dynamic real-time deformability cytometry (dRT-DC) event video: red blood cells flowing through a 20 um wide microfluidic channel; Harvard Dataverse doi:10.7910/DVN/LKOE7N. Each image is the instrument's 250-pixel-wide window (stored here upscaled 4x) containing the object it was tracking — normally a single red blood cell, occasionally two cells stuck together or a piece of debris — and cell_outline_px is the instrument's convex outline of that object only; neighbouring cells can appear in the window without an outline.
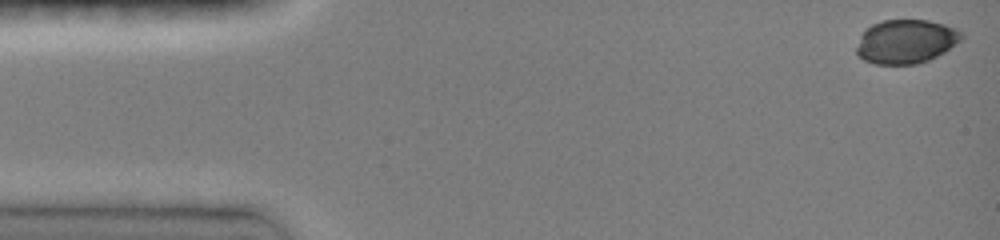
{"species": "common noctule bat (a hibernating species)", "species_latin": "Nyctalus noctula", "temperature_condition": "room temperature", "stored_images_in_passage": 29, "camera_frame_rate_fps": 3000, "um_per_image_px": 0.085, "animal": {"sex": "female", "body_mass_g": 19.0, "forearm_length_mm": 51.5}, "frame": {"image": 1, "passage_image": 1, "time_ms": 0.0, "image_size_px": [1000, 240], "cell_outline_px": [[964, 36], [960, 40], [944, 52], [928, 60], [916, 64], [876, 64], [864, 60], [856, 56], [856, 48], [860, 36], [872, 24], [884, 20], [928, 20], [944, 24], [956, 28], [964, 32]], "centroid_in_image_um": [77.0, 3.53], "position_along_channel_um": 8.0, "area_um2": 26.88}}
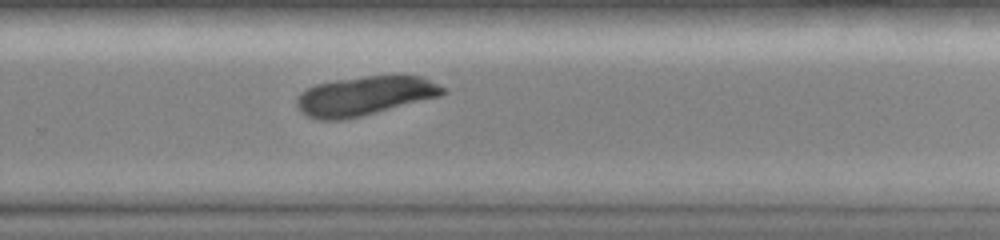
{"frame": {"image": 2, "passage_image": 21, "time_ms": 10.0, "image_size_px": [1000, 240], "cell_outline_px": [[448, 92], [440, 96], [360, 116], [340, 120], [320, 120], [308, 116], [300, 112], [296, 104], [296, 100], [300, 92], [316, 84], [336, 80], [364, 76], [400, 72], [420, 76], [448, 88]], "centroid_in_image_um": [31.06, 8.1], "position_along_channel_um": 298.7, "area_um2": 33.93}}
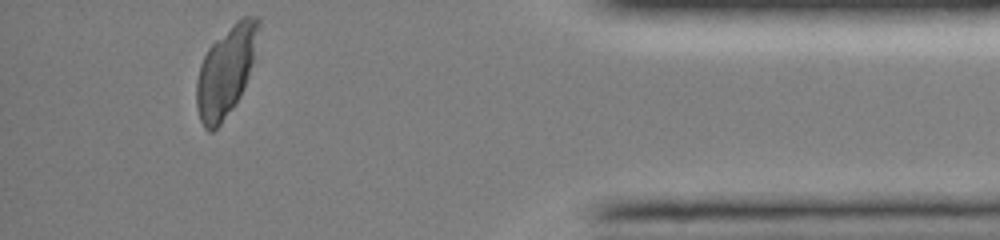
{"frame": {"image": 3, "passage_image": 29, "time_ms": 13.667, "image_size_px": [1000, 240], "cell_outline_px": [[260, 28], [248, 76], [240, 96], [232, 108], [220, 124], [212, 132], [208, 132], [204, 128], [200, 120], [196, 104], [196, 80], [200, 64], [208, 48], [236, 20], [244, 16], [256, 16], [260, 20]], "centroid_in_image_um": [19.18, 6.05], "position_along_channel_um": 416.0, "area_um2": 32.08}}